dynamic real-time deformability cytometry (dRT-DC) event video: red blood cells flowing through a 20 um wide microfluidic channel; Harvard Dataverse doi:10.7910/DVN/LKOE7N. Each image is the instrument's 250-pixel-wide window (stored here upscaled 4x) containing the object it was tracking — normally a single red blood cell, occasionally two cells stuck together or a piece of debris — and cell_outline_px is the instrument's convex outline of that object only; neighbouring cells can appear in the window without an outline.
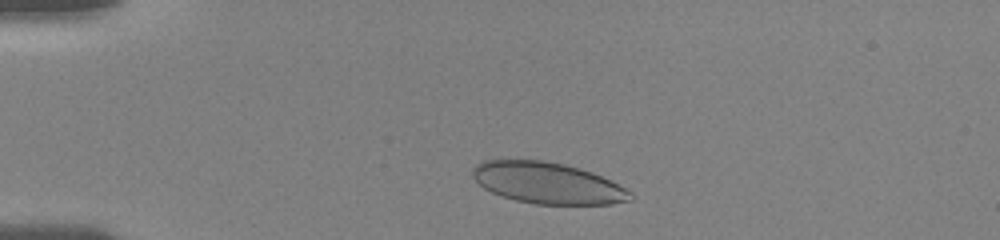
{"species": "human", "species_latin": "Homo sapiens", "temperature_condition": "room temperature", "stored_images_in_passage": 19, "camera_frame_rate_fps": 3000, "um_per_image_px": 0.085, "donor": {"sex": "female"}, "frame": {"image": 1, "passage_image": 3, "time_ms": 1.333, "image_size_px": [1000, 240], "cell_outline_px": [[632, 200], [612, 204], [536, 204], [516, 200], [492, 192], [484, 188], [472, 176], [472, 168], [476, 164], [484, 160], [544, 160], [564, 164], [580, 168], [592, 172], [632, 192]], "centroid_in_image_um": [46.53, 15.55], "position_along_channel_um": 38.5, "area_um2": 37.69}}
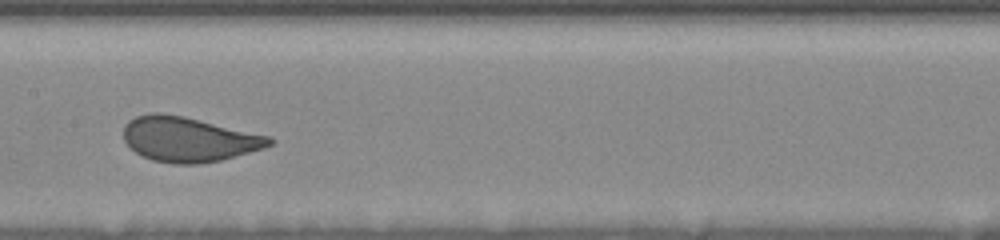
{"frame": {"image": 2, "passage_image": 12, "time_ms": 6.667, "image_size_px": [1000, 240], "cell_outline_px": [[276, 140], [272, 144], [264, 148], [220, 160], [196, 164], [176, 164], [152, 160], [136, 152], [124, 140], [124, 124], [128, 120], [136, 116], [156, 112], [160, 112], [184, 116], [272, 136]], "centroid_in_image_um": [16.06, 11.83], "position_along_channel_um": 191.3, "area_um2": 38.15}}
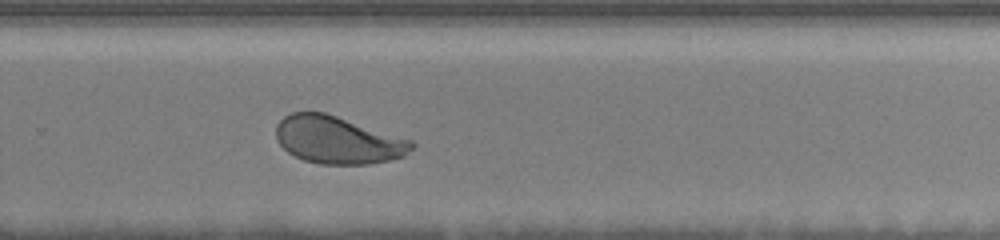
{"frame": {"image": 3, "passage_image": 19, "time_ms": 9.667, "image_size_px": [1000, 240], "cell_outline_px": [[416, 144], [404, 156], [388, 160], [368, 164], [320, 164], [304, 160], [288, 152], [276, 140], [276, 124], [284, 116], [292, 112], [324, 112], [412, 140]], "centroid_in_image_um": [28.69, 11.9], "position_along_channel_um": 301.1, "area_um2": 37.34}}